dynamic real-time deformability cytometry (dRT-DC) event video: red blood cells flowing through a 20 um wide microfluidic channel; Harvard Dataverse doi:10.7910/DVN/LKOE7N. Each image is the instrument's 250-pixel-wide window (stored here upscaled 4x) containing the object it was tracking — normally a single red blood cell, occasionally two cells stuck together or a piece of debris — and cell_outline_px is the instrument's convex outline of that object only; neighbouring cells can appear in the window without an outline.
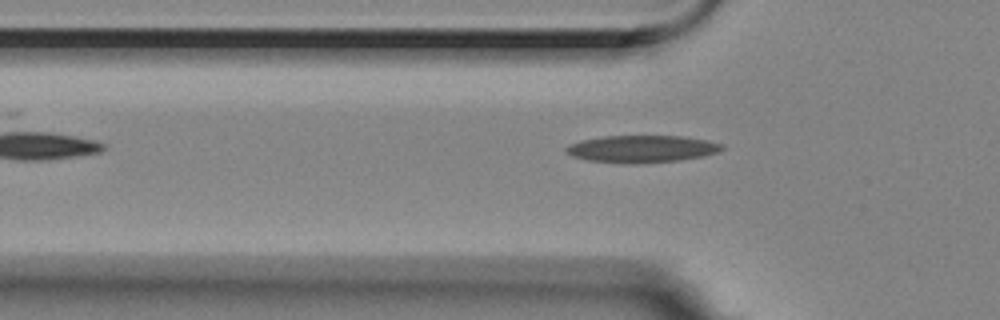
{"species": "Egyptian fruit bat (a non-hibernating species)", "species_latin": "Rousettus aegyptiacus", "temperature_condition": "room temperature", "stored_images_in_passage": 3, "camera_frame_rate_fps": 3000, "um_per_image_px": 0.085, "animal": {"sex": "female"}, "frame": {"image": 1, "passage_image": 3, "time_ms": 0.667, "image_size_px": [1000, 320], "cell_outline_px": [[724, 148], [720, 152], [704, 156], [680, 160], [636, 164], [624, 164], [588, 160], [572, 156], [564, 148], [568, 144], [580, 140], [604, 136], [680, 136], [704, 140], [724, 144]], "centroid_in_image_um": [54.55, 12.66], "position_along_channel_um": 71.3, "area_um2": 24.85}}